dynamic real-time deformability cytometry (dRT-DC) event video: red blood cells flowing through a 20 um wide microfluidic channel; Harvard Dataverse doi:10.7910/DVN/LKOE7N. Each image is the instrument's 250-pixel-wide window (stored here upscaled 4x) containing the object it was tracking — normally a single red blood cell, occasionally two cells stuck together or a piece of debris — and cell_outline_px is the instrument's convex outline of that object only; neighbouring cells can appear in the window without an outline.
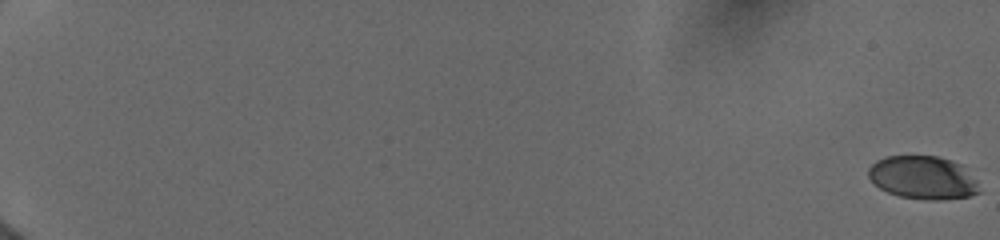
{"species": "human", "species_latin": "Homo sapiens", "temperature_condition": "cold", "stored_images_in_passage": 48, "camera_frame_rate_fps": 3000, "um_per_image_px": 0.085, "donor": {"sex": "female"}, "frame": {"image": 1, "passage_image": 1, "time_ms": 0.0, "image_size_px": [1000, 240], "cell_outline_px": [[980, 192], [968, 196], [940, 200], [928, 200], [900, 196], [888, 192], [880, 188], [868, 176], [868, 168], [876, 160], [884, 156], [936, 156], [952, 160], [960, 164], [976, 180]], "centroid_in_image_um": [78.44, 15.09], "position_along_channel_um": 6.6, "area_um2": 27.74}}
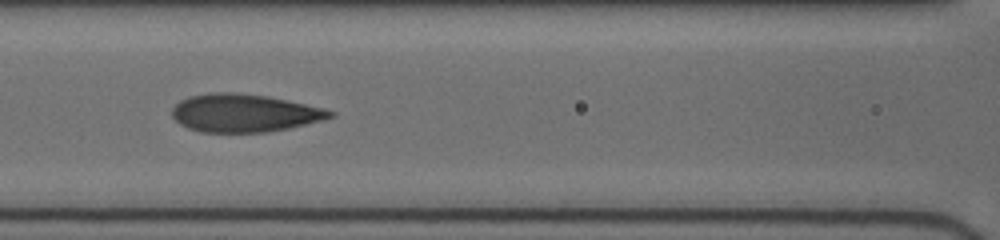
{"frame": {"image": 2, "passage_image": 33, "time_ms": 9.667, "image_size_px": [1000, 240], "cell_outline_px": [[336, 116], [288, 128], [264, 132], [200, 132], [188, 128], [180, 124], [172, 116], [172, 108], [180, 100], [188, 96], [208, 92], [232, 92], [268, 96], [324, 108], [336, 112]], "centroid_in_image_um": [20.73, 9.6], "position_along_channel_um": 145.9, "area_um2": 34.91}}
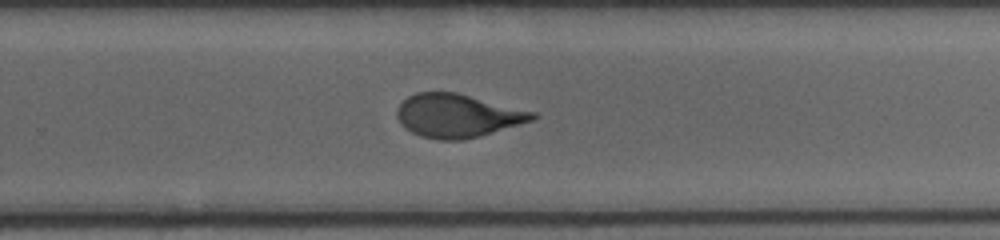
{"frame": {"image": 3, "passage_image": 47, "time_ms": 13.333, "image_size_px": [1000, 240], "cell_outline_px": [[540, 116], [532, 120], [480, 136], [460, 140], [440, 140], [420, 136], [404, 128], [400, 124], [396, 116], [396, 112], [400, 104], [408, 96], [416, 92], [456, 92], [536, 112]], "centroid_in_image_um": [38.87, 9.83], "position_along_channel_um": 290.9, "area_um2": 34.22}}